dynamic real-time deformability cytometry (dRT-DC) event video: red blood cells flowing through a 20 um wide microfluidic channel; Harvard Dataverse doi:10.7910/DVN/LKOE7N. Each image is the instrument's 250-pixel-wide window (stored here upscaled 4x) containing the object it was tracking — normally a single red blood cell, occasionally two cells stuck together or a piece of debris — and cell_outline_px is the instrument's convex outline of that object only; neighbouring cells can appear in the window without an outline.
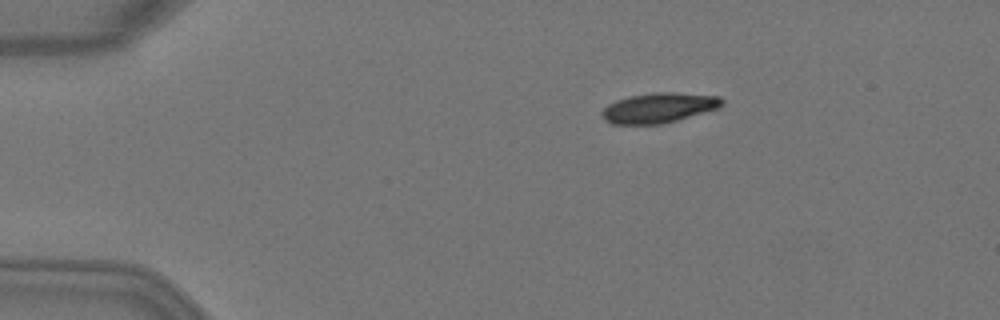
{"species": "Egyptian fruit bat (a non-hibernating species)", "species_latin": "Rousettus aegyptiacus", "temperature_condition": "warm", "stored_images_in_passage": 6, "camera_frame_rate_fps": 3000, "um_per_image_px": 0.085, "animal": {"sex": "female"}, "frame": {"image": 1, "passage_image": 3, "time_ms": 0.667, "image_size_px": [1000, 320], "cell_outline_px": [[724, 104], [720, 108], [664, 124], [612, 124], [604, 120], [600, 116], [600, 112], [608, 104], [616, 100], [628, 96], [652, 92], [672, 92], [720, 96], [724, 100]], "centroid_in_image_um": [56.0, 9.16], "position_along_channel_um": 29.0, "area_um2": 21.39}}
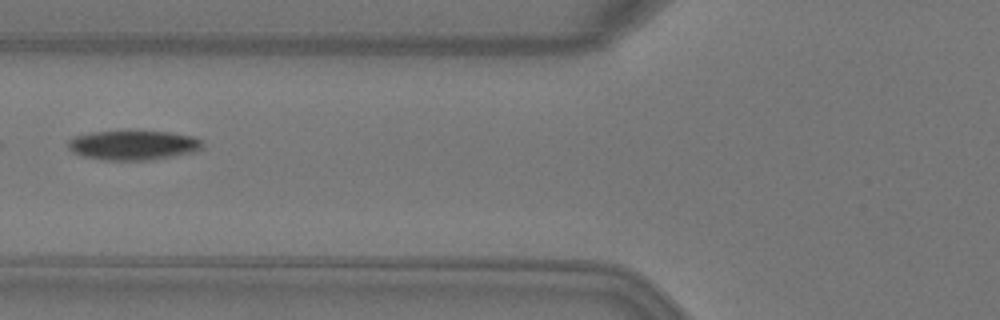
{"frame": {"image": 2, "passage_image": 6, "time_ms": 1.667, "image_size_px": [1000, 320], "cell_outline_px": [[204, 144], [200, 148], [192, 152], [172, 156], [148, 160], [104, 160], [84, 156], [72, 152], [68, 148], [68, 140], [76, 136], [92, 132], [128, 128], [168, 132], [192, 136], [200, 140]], "centroid_in_image_um": [11.28, 12.29], "position_along_channel_um": 114.5, "area_um2": 23.76}}